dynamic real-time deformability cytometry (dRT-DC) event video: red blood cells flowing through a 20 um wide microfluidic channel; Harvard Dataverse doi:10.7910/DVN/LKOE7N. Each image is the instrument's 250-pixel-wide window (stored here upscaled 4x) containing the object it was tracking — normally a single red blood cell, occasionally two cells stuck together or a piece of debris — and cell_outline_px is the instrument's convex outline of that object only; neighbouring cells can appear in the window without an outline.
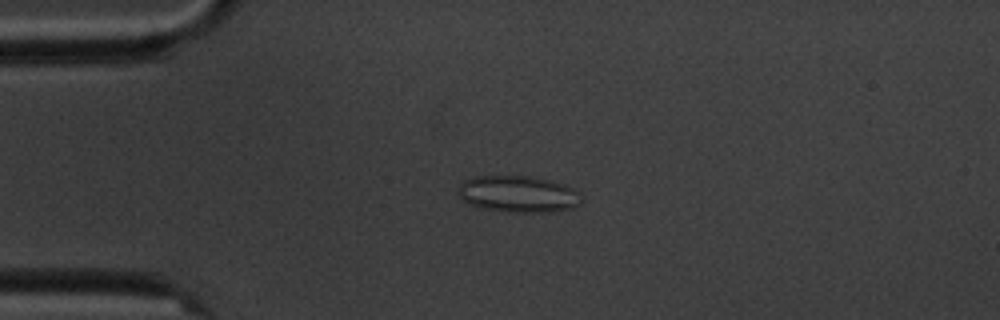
{"species": "common noctule bat (a hibernating species)", "species_latin": "Nyctalus noctula", "temperature_condition": "cold", "stored_images_in_passage": 5, "camera_frame_rate_fps": 3000, "um_per_image_px": 0.085, "animal": {"sex": "male", "body_mass_g": 20.1, "forearm_length_mm": 53.5}, "frame": {"image": 1, "passage_image": 4, "time_ms": 3.667, "image_size_px": [1000, 320], "cell_outline_px": [[584, 200], [580, 204], [572, 208], [544, 212], [512, 212], [480, 208], [468, 204], [456, 192], [460, 184], [464, 180], [472, 176], [532, 176], [564, 184], [580, 192]], "centroid_in_image_um": [44.05, 16.49], "position_along_channel_um": 41.0, "area_um2": 26.53}}